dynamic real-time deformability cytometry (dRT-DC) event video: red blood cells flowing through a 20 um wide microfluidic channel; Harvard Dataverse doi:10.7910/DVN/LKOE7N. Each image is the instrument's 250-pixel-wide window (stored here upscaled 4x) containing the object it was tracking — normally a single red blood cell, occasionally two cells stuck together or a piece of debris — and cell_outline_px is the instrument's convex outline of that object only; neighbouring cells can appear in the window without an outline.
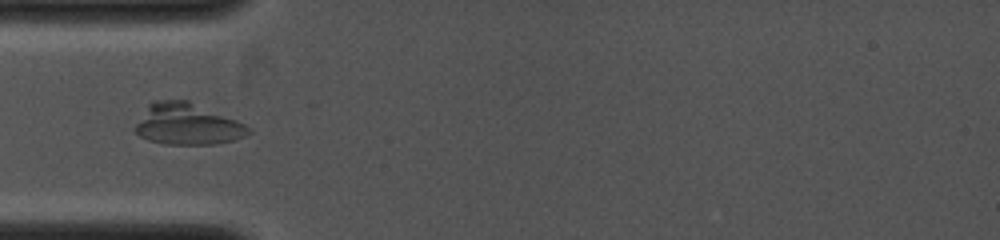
{"species": "common noctule bat (a hibernating species)", "species_latin": "Nyctalus noctula", "temperature_condition": "cold", "stored_images_in_passage": 19, "camera_frame_rate_fps": 4000, "um_per_image_px": 0.085, "animal": {"sex": "female", "body_mass_g": 19.0, "forearm_length_mm": 53.3}, "frame": {"image": 1, "passage_image": 9, "time_ms": 4.25, "image_size_px": [1000, 240], "cell_outline_px": [[252, 132], [244, 136], [232, 140], [216, 144], [164, 144], [148, 140], [140, 136], [132, 128], [148, 104], [152, 100], [188, 100], [236, 120], [244, 124]], "centroid_in_image_um": [15.86, 10.55], "position_along_channel_um": 69.1, "area_um2": 27.28}}
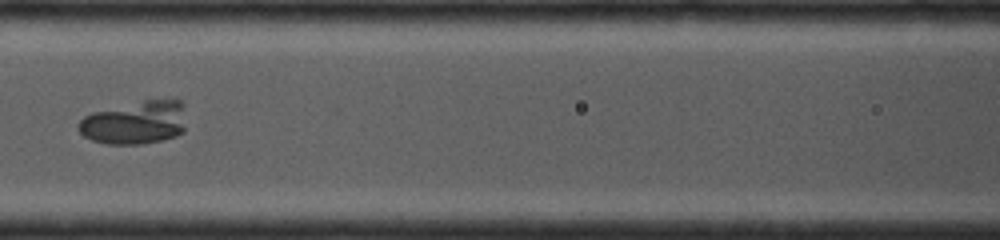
{"frame": {"image": 2, "passage_image": 14, "time_ms": 6.0, "image_size_px": [1000, 240], "cell_outline_px": [[184, 132], [176, 136], [160, 140], [140, 144], [108, 144], [92, 140], [84, 136], [76, 128], [76, 124], [84, 116], [92, 112], [144, 100], [180, 100], [184, 104]], "centroid_in_image_um": [11.46, 10.42], "position_along_channel_um": 155.1, "area_um2": 27.22}}